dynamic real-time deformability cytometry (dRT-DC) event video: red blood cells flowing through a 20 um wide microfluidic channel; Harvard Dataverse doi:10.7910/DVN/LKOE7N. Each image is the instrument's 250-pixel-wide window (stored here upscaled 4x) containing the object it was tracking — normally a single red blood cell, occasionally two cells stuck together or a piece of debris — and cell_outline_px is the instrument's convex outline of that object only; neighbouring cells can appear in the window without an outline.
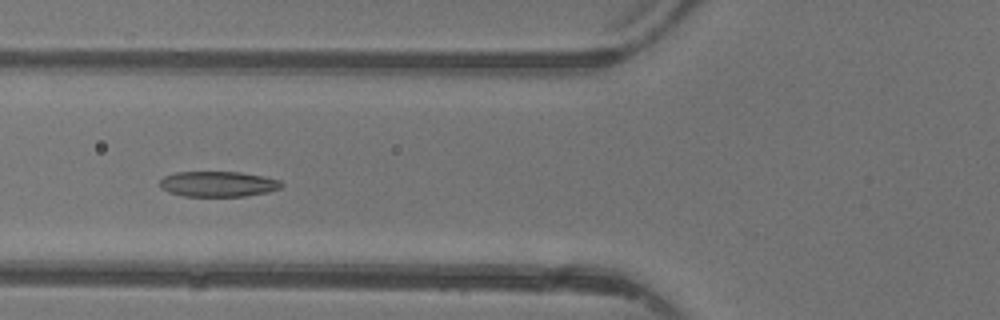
{"species": "common noctule bat (a hibernating species)", "species_latin": "Nyctalus noctula", "temperature_condition": "warm", "stored_images_in_passage": 4, "camera_frame_rate_fps": 3000, "um_per_image_px": 0.085, "animal": {"sex": "female"}, "frame": {"image": 1, "passage_image": 4, "time_ms": 3.667, "image_size_px": [1000, 320], "cell_outline_px": [[284, 184], [280, 188], [268, 192], [244, 196], [184, 196], [168, 192], [160, 188], [160, 180], [164, 176], [176, 172], [240, 172], [264, 176], [280, 180]], "centroid_in_image_um": [18.54, 15.64], "position_along_channel_um": 107.3, "area_um2": 18.09}}